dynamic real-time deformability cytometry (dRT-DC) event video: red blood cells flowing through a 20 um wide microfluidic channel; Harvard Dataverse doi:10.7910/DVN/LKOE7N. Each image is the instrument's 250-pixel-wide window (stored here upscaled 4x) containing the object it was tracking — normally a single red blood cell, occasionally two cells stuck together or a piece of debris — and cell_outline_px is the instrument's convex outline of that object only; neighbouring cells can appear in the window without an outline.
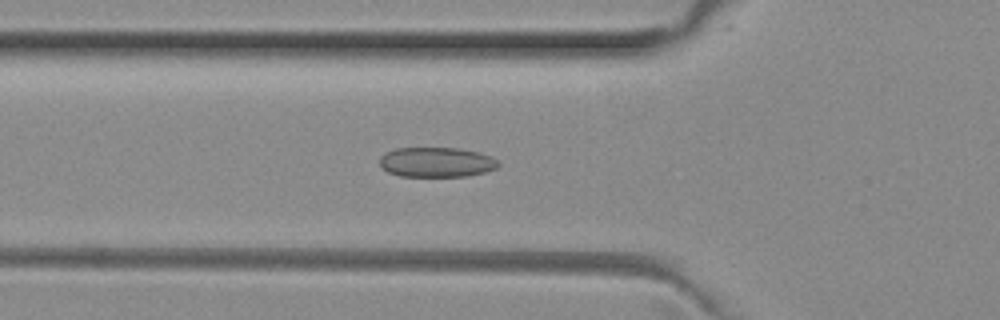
{"species": "common noctule bat (a hibernating species)", "species_latin": "Nyctalus noctula", "temperature_condition": "room temperature", "stored_images_in_passage": 35, "camera_frame_rate_fps": 3000, "um_per_image_px": 0.085, "animal": {"sex": "female", "body_mass_g": 29.2, "forearm_length_mm": 56.3}, "frame": {"image": 1, "passage_image": 6, "time_ms": 1.667, "image_size_px": [1000, 320], "cell_outline_px": [[500, 164], [496, 168], [484, 172], [468, 176], [400, 176], [388, 172], [380, 168], [380, 156], [396, 148], [460, 148], [480, 152], [492, 156]], "centroid_in_image_um": [37.11, 13.78], "position_along_channel_um": 88.7, "area_um2": 20.75}}
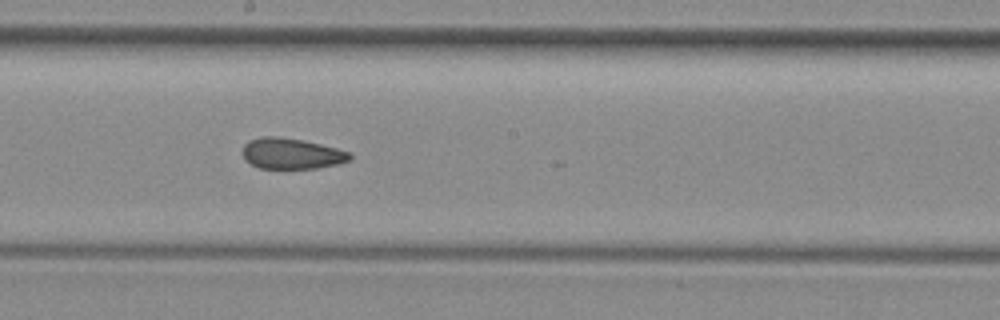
{"frame": {"image": 2, "passage_image": 16, "time_ms": 5.0, "image_size_px": [1000, 320], "cell_outline_px": [[352, 156], [348, 160], [336, 164], [316, 168], [260, 168], [244, 160], [244, 144], [248, 140], [260, 136], [280, 136], [304, 140], [352, 152]], "centroid_in_image_um": [24.77, 13.03], "position_along_channel_um": 223.4, "area_um2": 19.25}}
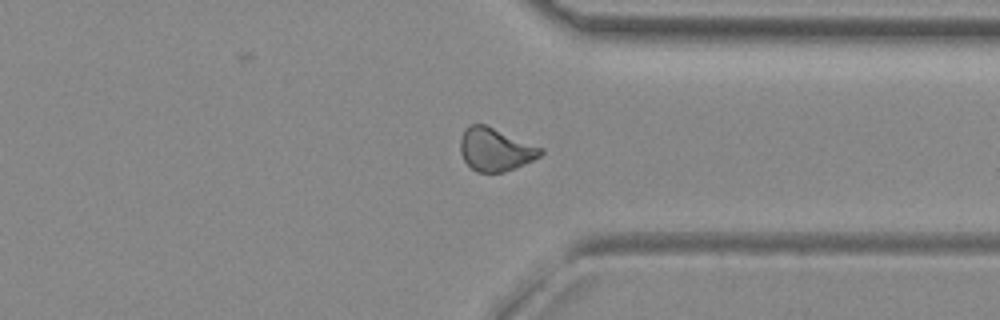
{"frame": {"image": 3, "passage_image": 27, "time_ms": 8.667, "image_size_px": [1000, 320], "cell_outline_px": [[544, 152], [540, 156], [516, 168], [504, 172], [476, 172], [464, 160], [460, 152], [460, 140], [464, 128], [468, 124], [484, 124], [544, 148]], "centroid_in_image_um": [42.1, 12.7], "position_along_channel_um": 369.3, "area_um2": 20.17}, "authors_computed_cell_mechanics": {"area_um2": 19.8832, "velocity_mm_per_s": 4.0335, "shape_relaxation_time_tau1_ms": null, "shape_relaxation_time_tau2_ms": 2.3637, "deformation_change_tau1": null, "deformation_change_tau2": 0.083}}